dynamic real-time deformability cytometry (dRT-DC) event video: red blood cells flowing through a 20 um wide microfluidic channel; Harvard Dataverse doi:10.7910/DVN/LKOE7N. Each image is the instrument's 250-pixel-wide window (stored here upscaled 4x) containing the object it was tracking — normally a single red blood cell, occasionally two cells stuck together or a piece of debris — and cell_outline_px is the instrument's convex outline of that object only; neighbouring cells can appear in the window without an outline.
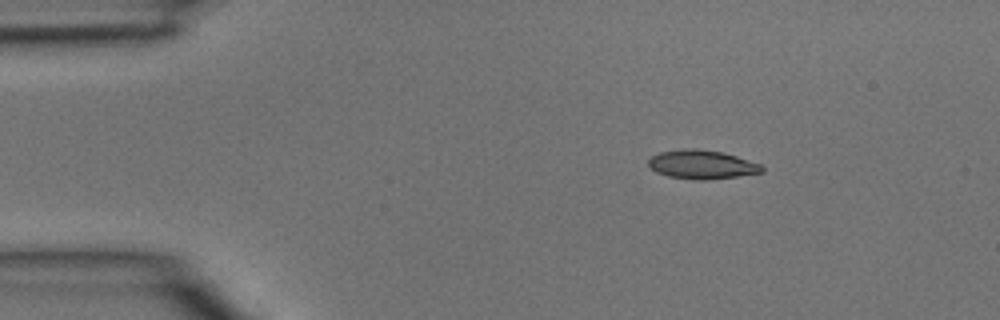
{"species": "common noctule bat (a hibernating species)", "species_latin": "Nyctalus noctula", "temperature_condition": "room temperature", "stored_images_in_passage": 3, "camera_frame_rate_fps": 3000, "um_per_image_px": 0.085, "animal": {"sex": "male", "body_mass_g": 15.6}, "frame": {"image": 1, "passage_image": 1, "time_ms": 0.0, "image_size_px": [1000, 320], "cell_outline_px": [[764, 172], [736, 176], [704, 180], [696, 180], [668, 176], [656, 172], [648, 164], [648, 160], [652, 156], [660, 152], [684, 148], [696, 148], [724, 152], [760, 164], [764, 168]], "centroid_in_image_um": [59.65, 13.97], "position_along_channel_um": 25.3, "area_um2": 19.02}}
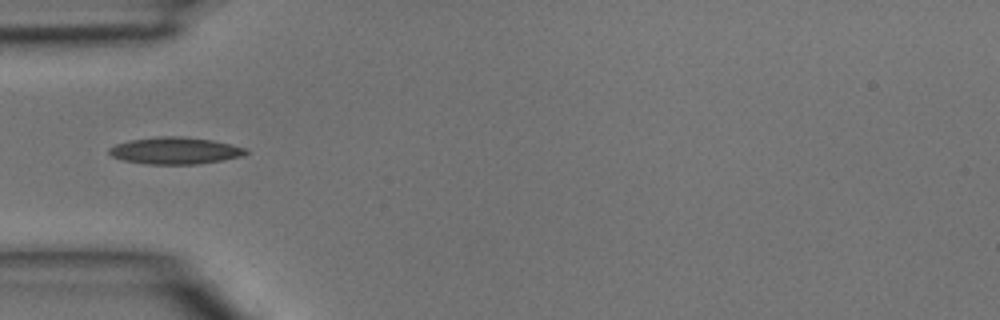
{"frame": {"image": 2, "passage_image": 3, "time_ms": 0.667, "image_size_px": [1000, 320], "cell_outline_px": [[248, 152], [244, 156], [200, 164], [148, 164], [124, 160], [112, 156], [108, 152], [108, 148], [116, 144], [132, 140], [156, 136], [180, 136], [212, 140], [232, 144], [248, 148]], "centroid_in_image_um": [14.93, 12.8], "position_along_channel_um": 70.1, "area_um2": 21.5}}